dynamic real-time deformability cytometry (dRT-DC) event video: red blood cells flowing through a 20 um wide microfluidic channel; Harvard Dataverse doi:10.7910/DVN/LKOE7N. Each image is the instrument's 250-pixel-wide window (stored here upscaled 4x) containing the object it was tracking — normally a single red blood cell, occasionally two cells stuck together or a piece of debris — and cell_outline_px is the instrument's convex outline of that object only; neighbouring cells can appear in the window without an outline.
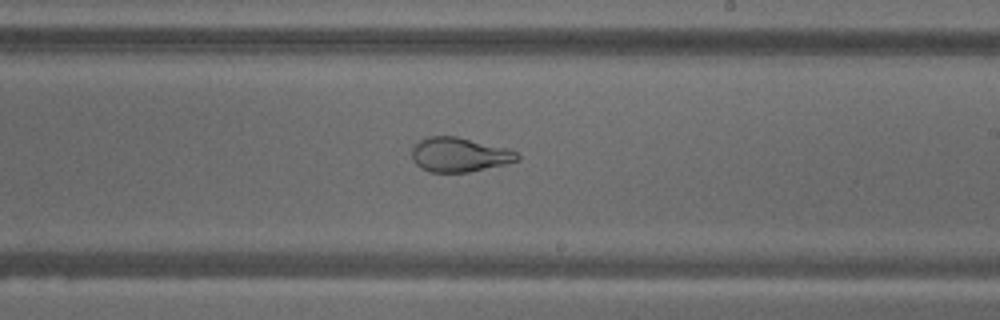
{"species": "common noctule bat (a hibernating species)", "species_latin": "Nyctalus noctula", "temperature_condition": "warm", "stored_images_in_passage": 55, "camera_frame_rate_fps": 3000, "um_per_image_px": 0.085, "animal": {"sex": "male", "body_mass_g": 18.8}, "frame": {"image": 1, "passage_image": 32, "time_ms": 10.333, "image_size_px": [1000, 320], "cell_outline_px": [[520, 160], [504, 164], [468, 172], [428, 172], [420, 168], [412, 160], [412, 148], [420, 140], [428, 136], [456, 136], [504, 148], [516, 152], [520, 156]], "centroid_in_image_um": [39.0, 13.16], "position_along_channel_um": 250.0, "area_um2": 20.92}, "authors_computed_cell_mechanics": {"area_um2": 29.767, "velocity_mm_per_s": 3.6544, "shape_relaxation_time_tau1_ms": null, "shape_relaxation_time_tau2_ms": 0.8631, "deformation_change_tau1": null, "deformation_change_tau2": 0.0846}}